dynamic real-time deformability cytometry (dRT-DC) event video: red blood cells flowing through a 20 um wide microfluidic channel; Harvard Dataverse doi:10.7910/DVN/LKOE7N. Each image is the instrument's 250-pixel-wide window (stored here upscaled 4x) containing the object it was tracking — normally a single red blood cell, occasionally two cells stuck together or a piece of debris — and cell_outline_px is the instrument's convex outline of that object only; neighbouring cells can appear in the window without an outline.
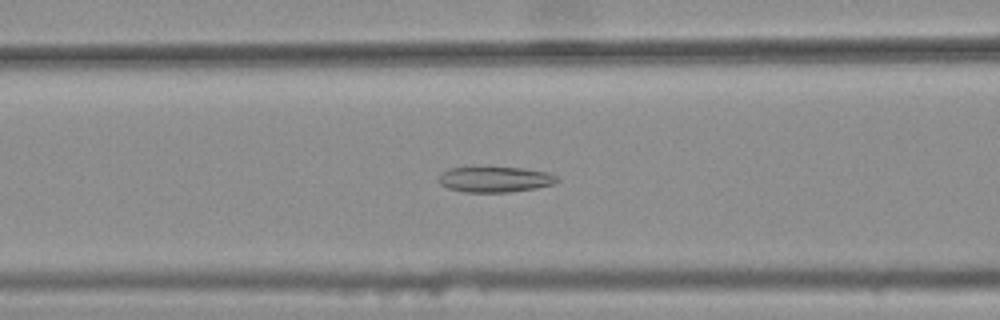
{"species": "common noctule bat (a hibernating species)", "species_latin": "Nyctalus noctula", "temperature_condition": "warm", "stored_images_in_passage": 37, "camera_frame_rate_fps": 3000, "um_per_image_px": 0.085, "animal": {"sex": "female", "body_mass_g": 25.1}, "frame": {"image": 1, "passage_image": 16, "time_ms": 5.0, "image_size_px": [1000, 320], "cell_outline_px": [[560, 180], [552, 184], [536, 188], [508, 192], [464, 192], [448, 188], [440, 184], [436, 180], [444, 172], [452, 168], [472, 164], [524, 168], [544, 172], [556, 176]], "centroid_in_image_um": [42.0, 15.2], "position_along_channel_um": 124.6, "area_um2": 18.32}}
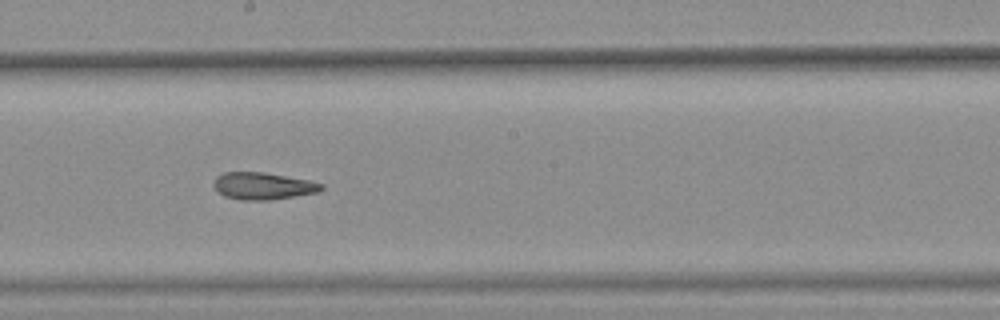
{"frame": {"image": 2, "passage_image": 24, "time_ms": 7.667, "image_size_px": [1000, 320], "cell_outline_px": [[324, 188], [316, 192], [268, 200], [240, 200], [224, 196], [212, 184], [216, 176], [224, 172], [264, 172], [308, 180], [324, 184]], "centroid_in_image_um": [22.32, 15.8], "position_along_channel_um": 225.9, "area_um2": 16.82}}
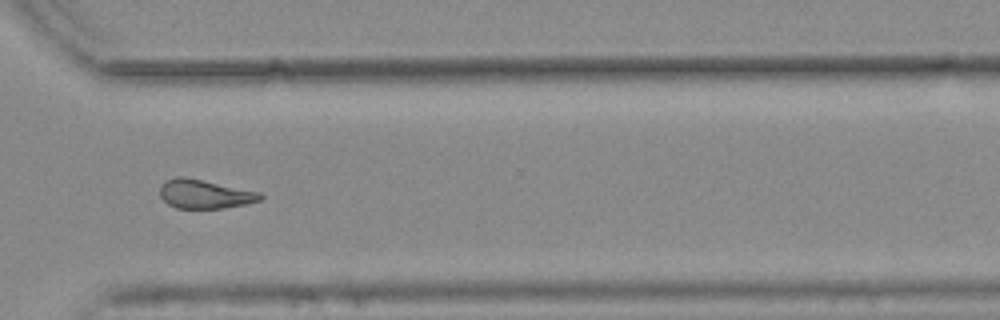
{"frame": {"image": 3, "passage_image": 34, "time_ms": 11.0, "image_size_px": [1000, 320], "cell_outline_px": [[264, 196], [260, 200], [244, 204], [224, 208], [176, 208], [168, 204], [160, 196], [160, 184], [168, 180], [180, 176], [184, 176], [260, 192]], "centroid_in_image_um": [17.39, 16.49], "position_along_channel_um": 353.2, "area_um2": 16.76}, "authors_computed_cell_mechanics": {"area_um2": 17.629, "velocity_mm_per_s": 3.8084, "shape_relaxation_time_tau1_ms": null, "shape_relaxation_time_tau2_ms": 4.123, "deformation_change_tau1": null, "deformation_change_tau2": 0.1355}}